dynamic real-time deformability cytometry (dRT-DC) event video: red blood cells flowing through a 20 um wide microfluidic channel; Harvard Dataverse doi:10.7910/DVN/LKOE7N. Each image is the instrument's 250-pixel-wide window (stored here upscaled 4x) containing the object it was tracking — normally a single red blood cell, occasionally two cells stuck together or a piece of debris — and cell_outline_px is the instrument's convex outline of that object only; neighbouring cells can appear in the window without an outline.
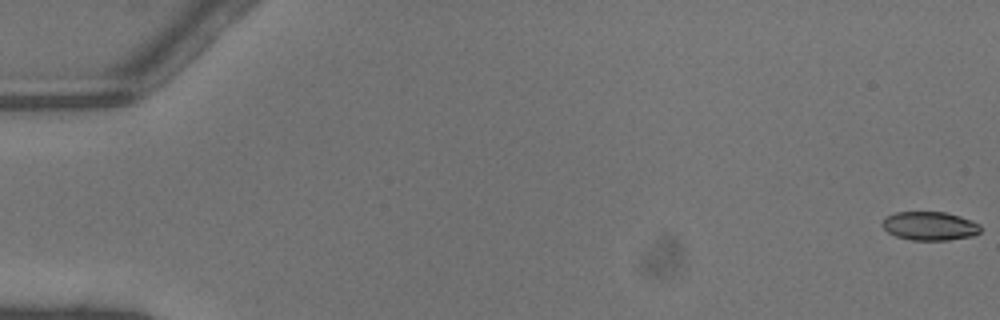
{"species": "common noctule bat (a hibernating species)", "species_latin": "Nyctalus noctula", "temperature_condition": "warm", "stored_images_in_passage": 47, "camera_frame_rate_fps": 3000, "um_per_image_px": 0.085, "animal": {"sex": "male", "body_mass_g": 13.3}, "frame": {"image": 1, "passage_image": 1, "time_ms": 0.0, "image_size_px": [1000, 320], "cell_outline_px": [[980, 232], [972, 236], [948, 240], [912, 240], [896, 236], [888, 232], [880, 224], [884, 216], [896, 212], [948, 212], [972, 220], [980, 224]], "centroid_in_image_um": [79.01, 19.2], "position_along_channel_um": 6.0, "area_um2": 16.59}}
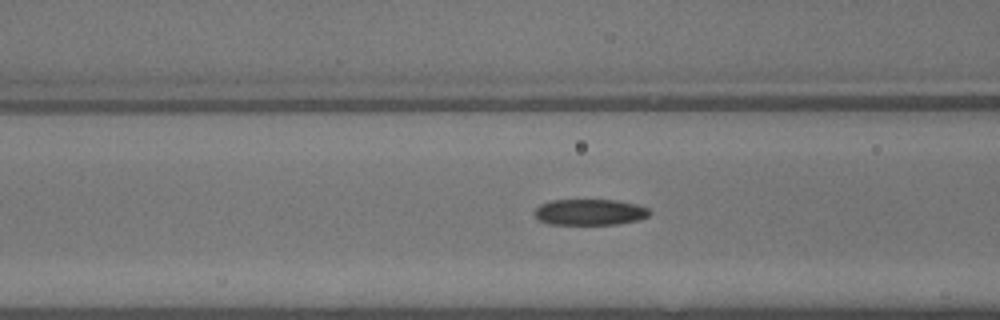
{"frame": {"image": 2, "passage_image": 20, "time_ms": 6.333, "image_size_px": [1000, 320], "cell_outline_px": [[652, 212], [648, 216], [636, 220], [616, 224], [548, 224], [540, 220], [532, 212], [540, 204], [552, 200], [616, 200], [636, 204], [648, 208]], "centroid_in_image_um": [50.12, 18.02], "position_along_channel_um": 116.5, "area_um2": 17.4}}
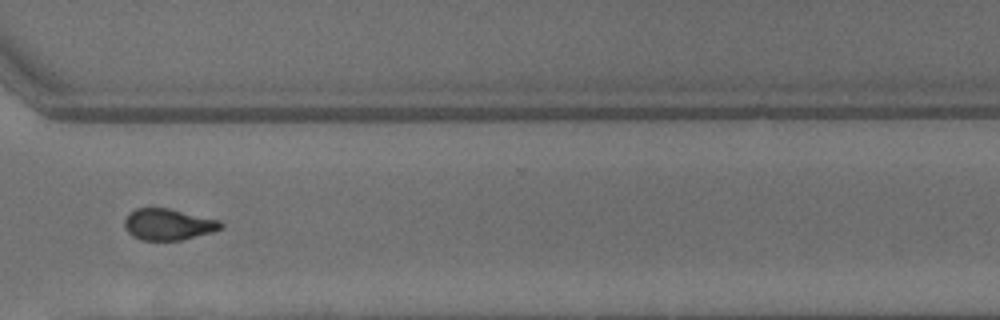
{"frame": {"image": 3, "passage_image": 36, "time_ms": 11.667, "image_size_px": [1000, 320], "cell_outline_px": [[224, 224], [220, 228], [212, 232], [180, 240], [140, 240], [132, 236], [124, 228], [124, 220], [128, 212], [136, 208], [168, 208], [220, 220]], "centroid_in_image_um": [14.26, 19.07], "position_along_channel_um": 356.3, "area_um2": 17.63}, "authors_computed_cell_mechanics": {"area_um2": 17.7446, "velocity_mm_per_s": 4.4983, "shape_relaxation_time_tau1_ms": 4.3248, "shape_relaxation_time_tau2_ms": 2.6739, "deformation_change_tau1": 0.1534, "deformation_change_tau2": 0.1039}}